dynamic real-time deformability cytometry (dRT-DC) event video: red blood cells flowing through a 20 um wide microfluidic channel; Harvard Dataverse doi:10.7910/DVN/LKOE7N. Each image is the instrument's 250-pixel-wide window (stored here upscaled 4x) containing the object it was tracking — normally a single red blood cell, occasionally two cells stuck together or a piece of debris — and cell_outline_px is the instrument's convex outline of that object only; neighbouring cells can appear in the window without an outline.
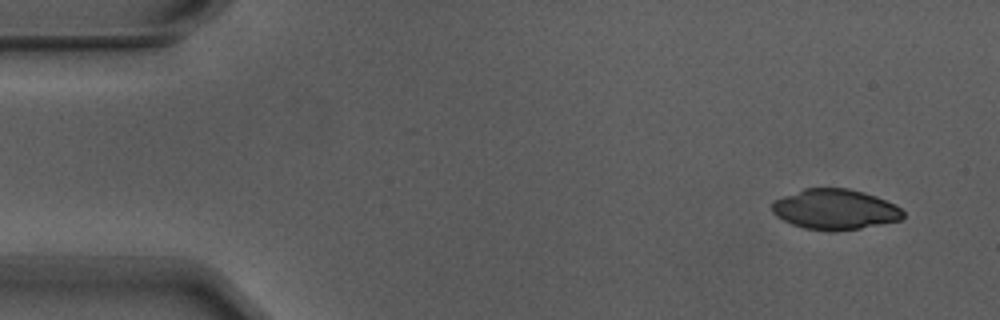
{"species": "Egyptian fruit bat (a non-hibernating species)", "species_latin": "Rousettus aegyptiacus", "temperature_condition": "warm", "stored_images_in_passage": 4, "camera_frame_rate_fps": 3000, "um_per_image_px": 0.085, "animal": {"sex": "male"}, "frame": {"image": 1, "passage_image": 1, "time_ms": 0.0, "image_size_px": [1000, 320], "cell_outline_px": [[904, 216], [900, 220], [860, 228], [804, 228], [792, 224], [776, 216], [772, 212], [772, 204], [776, 200], [784, 196], [804, 188], [848, 188], [864, 192], [876, 196], [896, 204], [904, 212]], "centroid_in_image_um": [71.0, 17.75], "position_along_channel_um": 14.0, "area_um2": 30.0}}